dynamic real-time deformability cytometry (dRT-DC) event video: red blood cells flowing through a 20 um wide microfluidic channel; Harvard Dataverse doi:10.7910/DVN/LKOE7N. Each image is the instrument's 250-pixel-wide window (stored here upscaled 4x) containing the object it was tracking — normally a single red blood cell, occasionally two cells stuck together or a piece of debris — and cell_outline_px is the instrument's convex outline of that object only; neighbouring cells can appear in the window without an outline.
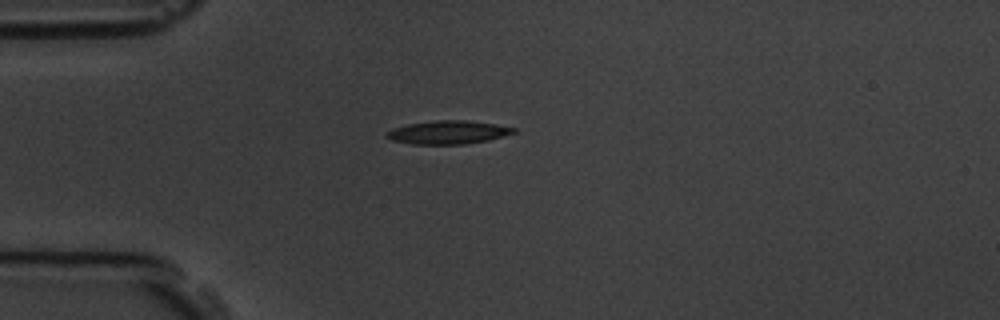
{"species": "common noctule bat (a hibernating species)", "species_latin": "Nyctalus noctula", "temperature_condition": "room temperature", "stored_images_in_passage": 1, "camera_frame_rate_fps": 3000, "um_per_image_px": 0.085, "animal": {"sex": "male", "body_mass_g": 19.5, "forearm_length_mm": 54.6}, "frame": {"image": 1, "passage_image": 1, "time_ms": 0.0, "image_size_px": [1000, 320], "cell_outline_px": [[516, 132], [488, 140], [464, 144], [412, 144], [392, 140], [384, 136], [392, 128], [408, 124], [436, 120], [468, 120], [496, 124], [516, 128]], "centroid_in_image_um": [38.08, 11.24], "position_along_channel_um": 46.9, "area_um2": 17.22}}